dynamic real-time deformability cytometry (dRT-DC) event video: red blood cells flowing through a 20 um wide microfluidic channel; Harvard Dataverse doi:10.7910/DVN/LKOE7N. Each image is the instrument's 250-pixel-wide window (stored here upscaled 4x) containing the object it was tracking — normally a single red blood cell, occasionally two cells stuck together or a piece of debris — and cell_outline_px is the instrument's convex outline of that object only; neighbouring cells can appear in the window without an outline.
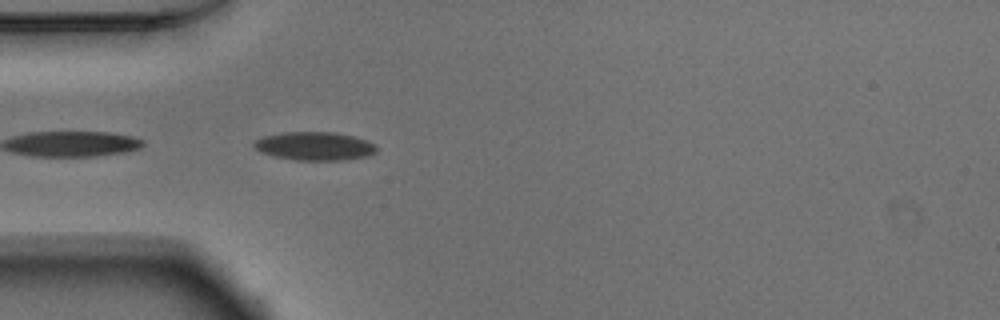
{"species": "Egyptian fruit bat (a non-hibernating species)", "species_latin": "Rousettus aegyptiacus", "temperature_condition": "warm", "stored_images_in_passage": 9, "camera_frame_rate_fps": 3000, "um_per_image_px": 0.085, "animal": {"sex": "male"}, "frame": {"image": 1, "passage_image": 1, "time_ms": 0.0, "image_size_px": [1000, 320], "cell_outline_px": [[376, 152], [368, 156], [344, 160], [296, 160], [276, 156], [260, 152], [252, 144], [252, 140], [264, 136], [284, 132], [332, 132], [352, 136], [368, 140], [376, 144]], "centroid_in_image_um": [26.74, 12.41], "position_along_channel_um": 58.3, "area_um2": 20.35}}